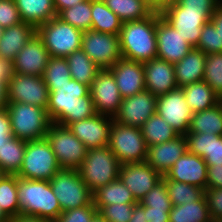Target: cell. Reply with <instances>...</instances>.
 <instances>
[{"instance_id": "obj_45", "label": "cell", "mask_w": 222, "mask_h": 222, "mask_svg": "<svg viewBox=\"0 0 222 222\" xmlns=\"http://www.w3.org/2000/svg\"><path fill=\"white\" fill-rule=\"evenodd\" d=\"M195 48L200 49L206 55L220 52L219 32L210 21L202 27L200 40Z\"/></svg>"}, {"instance_id": "obj_39", "label": "cell", "mask_w": 222, "mask_h": 222, "mask_svg": "<svg viewBox=\"0 0 222 222\" xmlns=\"http://www.w3.org/2000/svg\"><path fill=\"white\" fill-rule=\"evenodd\" d=\"M57 16L81 31H88L92 25L91 0L64 9Z\"/></svg>"}, {"instance_id": "obj_61", "label": "cell", "mask_w": 222, "mask_h": 222, "mask_svg": "<svg viewBox=\"0 0 222 222\" xmlns=\"http://www.w3.org/2000/svg\"><path fill=\"white\" fill-rule=\"evenodd\" d=\"M10 218L5 214V212L0 207V222L7 221Z\"/></svg>"}, {"instance_id": "obj_32", "label": "cell", "mask_w": 222, "mask_h": 222, "mask_svg": "<svg viewBox=\"0 0 222 222\" xmlns=\"http://www.w3.org/2000/svg\"><path fill=\"white\" fill-rule=\"evenodd\" d=\"M91 30L119 35L123 22L101 0H91Z\"/></svg>"}, {"instance_id": "obj_54", "label": "cell", "mask_w": 222, "mask_h": 222, "mask_svg": "<svg viewBox=\"0 0 222 222\" xmlns=\"http://www.w3.org/2000/svg\"><path fill=\"white\" fill-rule=\"evenodd\" d=\"M153 12L161 13L165 8L177 4L179 0H143Z\"/></svg>"}, {"instance_id": "obj_28", "label": "cell", "mask_w": 222, "mask_h": 222, "mask_svg": "<svg viewBox=\"0 0 222 222\" xmlns=\"http://www.w3.org/2000/svg\"><path fill=\"white\" fill-rule=\"evenodd\" d=\"M22 22L36 28L57 16L53 0H14Z\"/></svg>"}, {"instance_id": "obj_42", "label": "cell", "mask_w": 222, "mask_h": 222, "mask_svg": "<svg viewBox=\"0 0 222 222\" xmlns=\"http://www.w3.org/2000/svg\"><path fill=\"white\" fill-rule=\"evenodd\" d=\"M203 81L222 99V52L206 55Z\"/></svg>"}, {"instance_id": "obj_14", "label": "cell", "mask_w": 222, "mask_h": 222, "mask_svg": "<svg viewBox=\"0 0 222 222\" xmlns=\"http://www.w3.org/2000/svg\"><path fill=\"white\" fill-rule=\"evenodd\" d=\"M156 113L165 119L178 135H186L194 112L186 103L183 89L177 87L157 96Z\"/></svg>"}, {"instance_id": "obj_64", "label": "cell", "mask_w": 222, "mask_h": 222, "mask_svg": "<svg viewBox=\"0 0 222 222\" xmlns=\"http://www.w3.org/2000/svg\"><path fill=\"white\" fill-rule=\"evenodd\" d=\"M3 175L4 173L0 170V179L2 178Z\"/></svg>"}, {"instance_id": "obj_12", "label": "cell", "mask_w": 222, "mask_h": 222, "mask_svg": "<svg viewBox=\"0 0 222 222\" xmlns=\"http://www.w3.org/2000/svg\"><path fill=\"white\" fill-rule=\"evenodd\" d=\"M214 11L165 8L160 14L192 47H196L200 40L202 27L210 21Z\"/></svg>"}, {"instance_id": "obj_11", "label": "cell", "mask_w": 222, "mask_h": 222, "mask_svg": "<svg viewBox=\"0 0 222 222\" xmlns=\"http://www.w3.org/2000/svg\"><path fill=\"white\" fill-rule=\"evenodd\" d=\"M81 50L101 69H110L121 58L119 35L83 31Z\"/></svg>"}, {"instance_id": "obj_22", "label": "cell", "mask_w": 222, "mask_h": 222, "mask_svg": "<svg viewBox=\"0 0 222 222\" xmlns=\"http://www.w3.org/2000/svg\"><path fill=\"white\" fill-rule=\"evenodd\" d=\"M109 70L123 99L146 90L143 63L121 58Z\"/></svg>"}, {"instance_id": "obj_51", "label": "cell", "mask_w": 222, "mask_h": 222, "mask_svg": "<svg viewBox=\"0 0 222 222\" xmlns=\"http://www.w3.org/2000/svg\"><path fill=\"white\" fill-rule=\"evenodd\" d=\"M10 118L7 109H0V148L12 137Z\"/></svg>"}, {"instance_id": "obj_62", "label": "cell", "mask_w": 222, "mask_h": 222, "mask_svg": "<svg viewBox=\"0 0 222 222\" xmlns=\"http://www.w3.org/2000/svg\"><path fill=\"white\" fill-rule=\"evenodd\" d=\"M4 28L0 25V37L2 36Z\"/></svg>"}, {"instance_id": "obj_16", "label": "cell", "mask_w": 222, "mask_h": 222, "mask_svg": "<svg viewBox=\"0 0 222 222\" xmlns=\"http://www.w3.org/2000/svg\"><path fill=\"white\" fill-rule=\"evenodd\" d=\"M157 58L175 64L193 48L161 14L156 12Z\"/></svg>"}, {"instance_id": "obj_43", "label": "cell", "mask_w": 222, "mask_h": 222, "mask_svg": "<svg viewBox=\"0 0 222 222\" xmlns=\"http://www.w3.org/2000/svg\"><path fill=\"white\" fill-rule=\"evenodd\" d=\"M136 204L95 205L107 222H129Z\"/></svg>"}, {"instance_id": "obj_58", "label": "cell", "mask_w": 222, "mask_h": 222, "mask_svg": "<svg viewBox=\"0 0 222 222\" xmlns=\"http://www.w3.org/2000/svg\"><path fill=\"white\" fill-rule=\"evenodd\" d=\"M11 222H51L45 218H40L31 215L17 214L14 217H11Z\"/></svg>"}, {"instance_id": "obj_23", "label": "cell", "mask_w": 222, "mask_h": 222, "mask_svg": "<svg viewBox=\"0 0 222 222\" xmlns=\"http://www.w3.org/2000/svg\"><path fill=\"white\" fill-rule=\"evenodd\" d=\"M145 88L156 97L178 87L174 64L159 58L143 63Z\"/></svg>"}, {"instance_id": "obj_9", "label": "cell", "mask_w": 222, "mask_h": 222, "mask_svg": "<svg viewBox=\"0 0 222 222\" xmlns=\"http://www.w3.org/2000/svg\"><path fill=\"white\" fill-rule=\"evenodd\" d=\"M108 147L121 165L144 162L148 146L139 127L127 126L113 120Z\"/></svg>"}, {"instance_id": "obj_49", "label": "cell", "mask_w": 222, "mask_h": 222, "mask_svg": "<svg viewBox=\"0 0 222 222\" xmlns=\"http://www.w3.org/2000/svg\"><path fill=\"white\" fill-rule=\"evenodd\" d=\"M219 0H179L177 4L167 8H187L194 10H216Z\"/></svg>"}, {"instance_id": "obj_59", "label": "cell", "mask_w": 222, "mask_h": 222, "mask_svg": "<svg viewBox=\"0 0 222 222\" xmlns=\"http://www.w3.org/2000/svg\"><path fill=\"white\" fill-rule=\"evenodd\" d=\"M7 85L8 82L0 78V109H5L8 104Z\"/></svg>"}, {"instance_id": "obj_29", "label": "cell", "mask_w": 222, "mask_h": 222, "mask_svg": "<svg viewBox=\"0 0 222 222\" xmlns=\"http://www.w3.org/2000/svg\"><path fill=\"white\" fill-rule=\"evenodd\" d=\"M188 133H208L222 136V100L209 109L194 112Z\"/></svg>"}, {"instance_id": "obj_2", "label": "cell", "mask_w": 222, "mask_h": 222, "mask_svg": "<svg viewBox=\"0 0 222 222\" xmlns=\"http://www.w3.org/2000/svg\"><path fill=\"white\" fill-rule=\"evenodd\" d=\"M119 42L124 59L145 63L157 58L156 12L141 20L124 22Z\"/></svg>"}, {"instance_id": "obj_3", "label": "cell", "mask_w": 222, "mask_h": 222, "mask_svg": "<svg viewBox=\"0 0 222 222\" xmlns=\"http://www.w3.org/2000/svg\"><path fill=\"white\" fill-rule=\"evenodd\" d=\"M19 214L45 218L54 222L62 210L47 180H30L17 176Z\"/></svg>"}, {"instance_id": "obj_47", "label": "cell", "mask_w": 222, "mask_h": 222, "mask_svg": "<svg viewBox=\"0 0 222 222\" xmlns=\"http://www.w3.org/2000/svg\"><path fill=\"white\" fill-rule=\"evenodd\" d=\"M21 22L14 0H0V25L5 29Z\"/></svg>"}, {"instance_id": "obj_35", "label": "cell", "mask_w": 222, "mask_h": 222, "mask_svg": "<svg viewBox=\"0 0 222 222\" xmlns=\"http://www.w3.org/2000/svg\"><path fill=\"white\" fill-rule=\"evenodd\" d=\"M169 222H213V220L203 196L199 201L172 206Z\"/></svg>"}, {"instance_id": "obj_44", "label": "cell", "mask_w": 222, "mask_h": 222, "mask_svg": "<svg viewBox=\"0 0 222 222\" xmlns=\"http://www.w3.org/2000/svg\"><path fill=\"white\" fill-rule=\"evenodd\" d=\"M139 203L143 206L154 208H172V203L166 188V180L162 178Z\"/></svg>"}, {"instance_id": "obj_41", "label": "cell", "mask_w": 222, "mask_h": 222, "mask_svg": "<svg viewBox=\"0 0 222 222\" xmlns=\"http://www.w3.org/2000/svg\"><path fill=\"white\" fill-rule=\"evenodd\" d=\"M42 78L46 86H61L69 82L72 78L67 59L62 57H50Z\"/></svg>"}, {"instance_id": "obj_33", "label": "cell", "mask_w": 222, "mask_h": 222, "mask_svg": "<svg viewBox=\"0 0 222 222\" xmlns=\"http://www.w3.org/2000/svg\"><path fill=\"white\" fill-rule=\"evenodd\" d=\"M66 59L71 78L90 87L101 69L81 49L74 51Z\"/></svg>"}, {"instance_id": "obj_5", "label": "cell", "mask_w": 222, "mask_h": 222, "mask_svg": "<svg viewBox=\"0 0 222 222\" xmlns=\"http://www.w3.org/2000/svg\"><path fill=\"white\" fill-rule=\"evenodd\" d=\"M120 162L108 146L87 149L78 168L79 174L93 193L119 178Z\"/></svg>"}, {"instance_id": "obj_26", "label": "cell", "mask_w": 222, "mask_h": 222, "mask_svg": "<svg viewBox=\"0 0 222 222\" xmlns=\"http://www.w3.org/2000/svg\"><path fill=\"white\" fill-rule=\"evenodd\" d=\"M206 54L193 47L179 62L174 64V72L178 87L203 81Z\"/></svg>"}, {"instance_id": "obj_55", "label": "cell", "mask_w": 222, "mask_h": 222, "mask_svg": "<svg viewBox=\"0 0 222 222\" xmlns=\"http://www.w3.org/2000/svg\"><path fill=\"white\" fill-rule=\"evenodd\" d=\"M210 22L215 26L220 36V52H222V4H220L211 16Z\"/></svg>"}, {"instance_id": "obj_38", "label": "cell", "mask_w": 222, "mask_h": 222, "mask_svg": "<svg viewBox=\"0 0 222 222\" xmlns=\"http://www.w3.org/2000/svg\"><path fill=\"white\" fill-rule=\"evenodd\" d=\"M17 175L4 174L0 179V207L11 218L19 214Z\"/></svg>"}, {"instance_id": "obj_40", "label": "cell", "mask_w": 222, "mask_h": 222, "mask_svg": "<svg viewBox=\"0 0 222 222\" xmlns=\"http://www.w3.org/2000/svg\"><path fill=\"white\" fill-rule=\"evenodd\" d=\"M166 188L172 206L199 201L204 196L203 189L174 180H166Z\"/></svg>"}, {"instance_id": "obj_36", "label": "cell", "mask_w": 222, "mask_h": 222, "mask_svg": "<svg viewBox=\"0 0 222 222\" xmlns=\"http://www.w3.org/2000/svg\"><path fill=\"white\" fill-rule=\"evenodd\" d=\"M106 6L124 22L147 18L153 11L143 0H103Z\"/></svg>"}, {"instance_id": "obj_48", "label": "cell", "mask_w": 222, "mask_h": 222, "mask_svg": "<svg viewBox=\"0 0 222 222\" xmlns=\"http://www.w3.org/2000/svg\"><path fill=\"white\" fill-rule=\"evenodd\" d=\"M204 197L206 199L209 214L213 222L222 218V188L204 190Z\"/></svg>"}, {"instance_id": "obj_8", "label": "cell", "mask_w": 222, "mask_h": 222, "mask_svg": "<svg viewBox=\"0 0 222 222\" xmlns=\"http://www.w3.org/2000/svg\"><path fill=\"white\" fill-rule=\"evenodd\" d=\"M49 182L62 212L93 203L92 192L78 169L61 168Z\"/></svg>"}, {"instance_id": "obj_24", "label": "cell", "mask_w": 222, "mask_h": 222, "mask_svg": "<svg viewBox=\"0 0 222 222\" xmlns=\"http://www.w3.org/2000/svg\"><path fill=\"white\" fill-rule=\"evenodd\" d=\"M186 151V138L178 135L167 142L148 146L146 162L164 176Z\"/></svg>"}, {"instance_id": "obj_1", "label": "cell", "mask_w": 222, "mask_h": 222, "mask_svg": "<svg viewBox=\"0 0 222 222\" xmlns=\"http://www.w3.org/2000/svg\"><path fill=\"white\" fill-rule=\"evenodd\" d=\"M47 113L51 122L68 127L96 114L88 85L71 79L61 86H47Z\"/></svg>"}, {"instance_id": "obj_60", "label": "cell", "mask_w": 222, "mask_h": 222, "mask_svg": "<svg viewBox=\"0 0 222 222\" xmlns=\"http://www.w3.org/2000/svg\"><path fill=\"white\" fill-rule=\"evenodd\" d=\"M91 222H107L98 212L92 219Z\"/></svg>"}, {"instance_id": "obj_27", "label": "cell", "mask_w": 222, "mask_h": 222, "mask_svg": "<svg viewBox=\"0 0 222 222\" xmlns=\"http://www.w3.org/2000/svg\"><path fill=\"white\" fill-rule=\"evenodd\" d=\"M35 34L36 27L27 22L5 28L0 37V57L13 61Z\"/></svg>"}, {"instance_id": "obj_53", "label": "cell", "mask_w": 222, "mask_h": 222, "mask_svg": "<svg viewBox=\"0 0 222 222\" xmlns=\"http://www.w3.org/2000/svg\"><path fill=\"white\" fill-rule=\"evenodd\" d=\"M13 75V61L0 57V78H4L7 82H9Z\"/></svg>"}, {"instance_id": "obj_10", "label": "cell", "mask_w": 222, "mask_h": 222, "mask_svg": "<svg viewBox=\"0 0 222 222\" xmlns=\"http://www.w3.org/2000/svg\"><path fill=\"white\" fill-rule=\"evenodd\" d=\"M46 139L61 168L78 169L81 166L86 157L87 148L68 127L52 122Z\"/></svg>"}, {"instance_id": "obj_19", "label": "cell", "mask_w": 222, "mask_h": 222, "mask_svg": "<svg viewBox=\"0 0 222 222\" xmlns=\"http://www.w3.org/2000/svg\"><path fill=\"white\" fill-rule=\"evenodd\" d=\"M112 122V117L96 113L85 120L71 123L68 128L87 149H91L108 146Z\"/></svg>"}, {"instance_id": "obj_15", "label": "cell", "mask_w": 222, "mask_h": 222, "mask_svg": "<svg viewBox=\"0 0 222 222\" xmlns=\"http://www.w3.org/2000/svg\"><path fill=\"white\" fill-rule=\"evenodd\" d=\"M90 94L96 113L115 117L123 97L120 94L114 75L109 69L98 72L90 86Z\"/></svg>"}, {"instance_id": "obj_17", "label": "cell", "mask_w": 222, "mask_h": 222, "mask_svg": "<svg viewBox=\"0 0 222 222\" xmlns=\"http://www.w3.org/2000/svg\"><path fill=\"white\" fill-rule=\"evenodd\" d=\"M157 97L148 90L137 93L121 101L114 121L134 127H141L147 119L156 113Z\"/></svg>"}, {"instance_id": "obj_31", "label": "cell", "mask_w": 222, "mask_h": 222, "mask_svg": "<svg viewBox=\"0 0 222 222\" xmlns=\"http://www.w3.org/2000/svg\"><path fill=\"white\" fill-rule=\"evenodd\" d=\"M92 197L94 205L138 203L120 178L98 188L92 193Z\"/></svg>"}, {"instance_id": "obj_6", "label": "cell", "mask_w": 222, "mask_h": 222, "mask_svg": "<svg viewBox=\"0 0 222 222\" xmlns=\"http://www.w3.org/2000/svg\"><path fill=\"white\" fill-rule=\"evenodd\" d=\"M50 57L66 58L81 49L83 31L61 20L58 16L36 28Z\"/></svg>"}, {"instance_id": "obj_20", "label": "cell", "mask_w": 222, "mask_h": 222, "mask_svg": "<svg viewBox=\"0 0 222 222\" xmlns=\"http://www.w3.org/2000/svg\"><path fill=\"white\" fill-rule=\"evenodd\" d=\"M50 54L37 33L14 57V73L42 76Z\"/></svg>"}, {"instance_id": "obj_52", "label": "cell", "mask_w": 222, "mask_h": 222, "mask_svg": "<svg viewBox=\"0 0 222 222\" xmlns=\"http://www.w3.org/2000/svg\"><path fill=\"white\" fill-rule=\"evenodd\" d=\"M171 208H154L145 206L147 222H169Z\"/></svg>"}, {"instance_id": "obj_50", "label": "cell", "mask_w": 222, "mask_h": 222, "mask_svg": "<svg viewBox=\"0 0 222 222\" xmlns=\"http://www.w3.org/2000/svg\"><path fill=\"white\" fill-rule=\"evenodd\" d=\"M206 188H222V165L207 166Z\"/></svg>"}, {"instance_id": "obj_46", "label": "cell", "mask_w": 222, "mask_h": 222, "mask_svg": "<svg viewBox=\"0 0 222 222\" xmlns=\"http://www.w3.org/2000/svg\"><path fill=\"white\" fill-rule=\"evenodd\" d=\"M97 213L98 210L92 203L91 205L61 212L54 222H91Z\"/></svg>"}, {"instance_id": "obj_63", "label": "cell", "mask_w": 222, "mask_h": 222, "mask_svg": "<svg viewBox=\"0 0 222 222\" xmlns=\"http://www.w3.org/2000/svg\"><path fill=\"white\" fill-rule=\"evenodd\" d=\"M214 222H222V218L215 220Z\"/></svg>"}, {"instance_id": "obj_37", "label": "cell", "mask_w": 222, "mask_h": 222, "mask_svg": "<svg viewBox=\"0 0 222 222\" xmlns=\"http://www.w3.org/2000/svg\"><path fill=\"white\" fill-rule=\"evenodd\" d=\"M140 129L147 146L164 143L178 136V133L158 113L147 119Z\"/></svg>"}, {"instance_id": "obj_13", "label": "cell", "mask_w": 222, "mask_h": 222, "mask_svg": "<svg viewBox=\"0 0 222 222\" xmlns=\"http://www.w3.org/2000/svg\"><path fill=\"white\" fill-rule=\"evenodd\" d=\"M7 94L8 102L48 107L49 90L42 76L14 73L8 82Z\"/></svg>"}, {"instance_id": "obj_25", "label": "cell", "mask_w": 222, "mask_h": 222, "mask_svg": "<svg viewBox=\"0 0 222 222\" xmlns=\"http://www.w3.org/2000/svg\"><path fill=\"white\" fill-rule=\"evenodd\" d=\"M187 152L202 157L207 166L222 165V136L208 133H187Z\"/></svg>"}, {"instance_id": "obj_21", "label": "cell", "mask_w": 222, "mask_h": 222, "mask_svg": "<svg viewBox=\"0 0 222 222\" xmlns=\"http://www.w3.org/2000/svg\"><path fill=\"white\" fill-rule=\"evenodd\" d=\"M165 180H174L206 189L207 164L202 157L185 152L163 176Z\"/></svg>"}, {"instance_id": "obj_57", "label": "cell", "mask_w": 222, "mask_h": 222, "mask_svg": "<svg viewBox=\"0 0 222 222\" xmlns=\"http://www.w3.org/2000/svg\"><path fill=\"white\" fill-rule=\"evenodd\" d=\"M85 0H53L56 14L58 15L62 10L71 8Z\"/></svg>"}, {"instance_id": "obj_4", "label": "cell", "mask_w": 222, "mask_h": 222, "mask_svg": "<svg viewBox=\"0 0 222 222\" xmlns=\"http://www.w3.org/2000/svg\"><path fill=\"white\" fill-rule=\"evenodd\" d=\"M12 135L24 141L46 138L51 120L47 109L18 102H8Z\"/></svg>"}, {"instance_id": "obj_30", "label": "cell", "mask_w": 222, "mask_h": 222, "mask_svg": "<svg viewBox=\"0 0 222 222\" xmlns=\"http://www.w3.org/2000/svg\"><path fill=\"white\" fill-rule=\"evenodd\" d=\"M182 89L186 103L193 112L209 109L222 100L205 81L191 83Z\"/></svg>"}, {"instance_id": "obj_18", "label": "cell", "mask_w": 222, "mask_h": 222, "mask_svg": "<svg viewBox=\"0 0 222 222\" xmlns=\"http://www.w3.org/2000/svg\"><path fill=\"white\" fill-rule=\"evenodd\" d=\"M119 178L131 191L135 200L140 202L163 176L144 161L121 165Z\"/></svg>"}, {"instance_id": "obj_34", "label": "cell", "mask_w": 222, "mask_h": 222, "mask_svg": "<svg viewBox=\"0 0 222 222\" xmlns=\"http://www.w3.org/2000/svg\"><path fill=\"white\" fill-rule=\"evenodd\" d=\"M26 141L12 136L0 148V170L4 174L16 175L23 162Z\"/></svg>"}, {"instance_id": "obj_7", "label": "cell", "mask_w": 222, "mask_h": 222, "mask_svg": "<svg viewBox=\"0 0 222 222\" xmlns=\"http://www.w3.org/2000/svg\"><path fill=\"white\" fill-rule=\"evenodd\" d=\"M61 169L51 145L46 138L26 141L19 178L50 181Z\"/></svg>"}, {"instance_id": "obj_56", "label": "cell", "mask_w": 222, "mask_h": 222, "mask_svg": "<svg viewBox=\"0 0 222 222\" xmlns=\"http://www.w3.org/2000/svg\"><path fill=\"white\" fill-rule=\"evenodd\" d=\"M129 222H147L145 214V206L139 202L134 206Z\"/></svg>"}]
</instances>
